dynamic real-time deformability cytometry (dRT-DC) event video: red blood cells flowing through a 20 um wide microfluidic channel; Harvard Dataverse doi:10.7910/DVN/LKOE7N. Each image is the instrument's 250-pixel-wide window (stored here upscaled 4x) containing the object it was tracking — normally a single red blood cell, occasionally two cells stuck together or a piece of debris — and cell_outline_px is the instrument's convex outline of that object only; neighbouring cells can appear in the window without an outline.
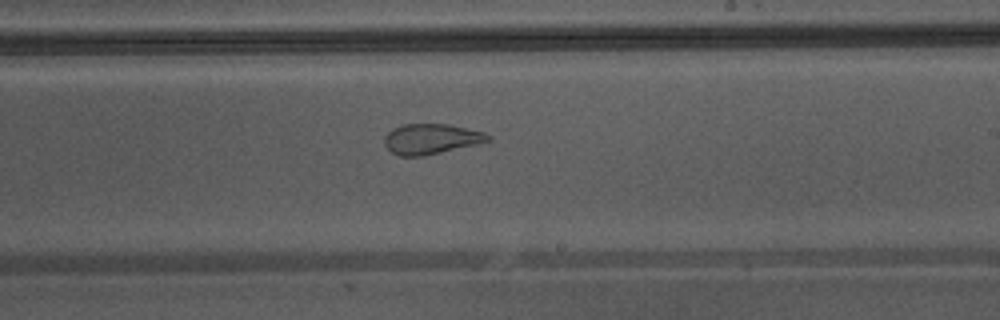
{"species": "Egyptian fruit bat (a non-hibernating species)", "species_latin": "Rousettus aegyptiacus", "temperature_condition": "warm", "stored_images_in_passage": 24, "camera_frame_rate_fps": 3000, "um_per_image_px": 0.085, "animal": {"sex": "male"}, "frame": {"image": 1, "passage_image": 14, "time_ms": 4.333, "image_size_px": [1000, 320], "cell_outline_px": [[492, 140], [476, 144], [440, 152], [420, 156], [400, 156], [392, 152], [384, 144], [384, 136], [392, 128], [400, 124], [448, 124], [484, 132], [492, 136]], "centroid_in_image_um": [36.63, 11.79], "position_along_channel_um": 252.4, "area_um2": 18.21}}